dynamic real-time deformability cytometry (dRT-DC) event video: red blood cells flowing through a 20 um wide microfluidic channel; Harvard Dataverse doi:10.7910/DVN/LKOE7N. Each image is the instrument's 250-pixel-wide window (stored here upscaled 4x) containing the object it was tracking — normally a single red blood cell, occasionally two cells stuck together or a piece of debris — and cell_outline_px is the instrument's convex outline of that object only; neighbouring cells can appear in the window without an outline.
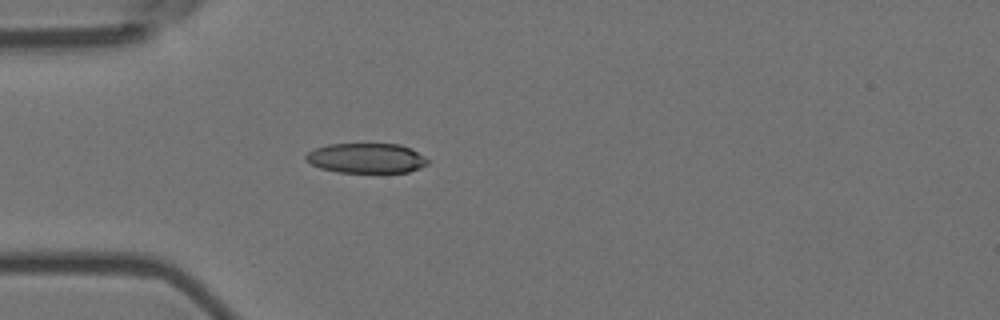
{"species": "Egyptian fruit bat (a non-hibernating species)", "species_latin": "Rousettus aegyptiacus", "temperature_condition": "room temperature", "stored_images_in_passage": 5, "camera_frame_rate_fps": 3000, "um_per_image_px": 0.085, "animal": {"sex": "female"}, "frame": {"image": 1, "passage_image": 5, "time_ms": 1.333, "image_size_px": [1000, 320], "cell_outline_px": [[428, 164], [420, 168], [408, 172], [336, 172], [320, 168], [304, 160], [304, 156], [308, 152], [316, 148], [328, 144], [400, 144], [412, 148], [424, 156], [428, 160]], "centroid_in_image_um": [31.14, 13.44], "position_along_channel_um": 53.9, "area_um2": 21.33}}